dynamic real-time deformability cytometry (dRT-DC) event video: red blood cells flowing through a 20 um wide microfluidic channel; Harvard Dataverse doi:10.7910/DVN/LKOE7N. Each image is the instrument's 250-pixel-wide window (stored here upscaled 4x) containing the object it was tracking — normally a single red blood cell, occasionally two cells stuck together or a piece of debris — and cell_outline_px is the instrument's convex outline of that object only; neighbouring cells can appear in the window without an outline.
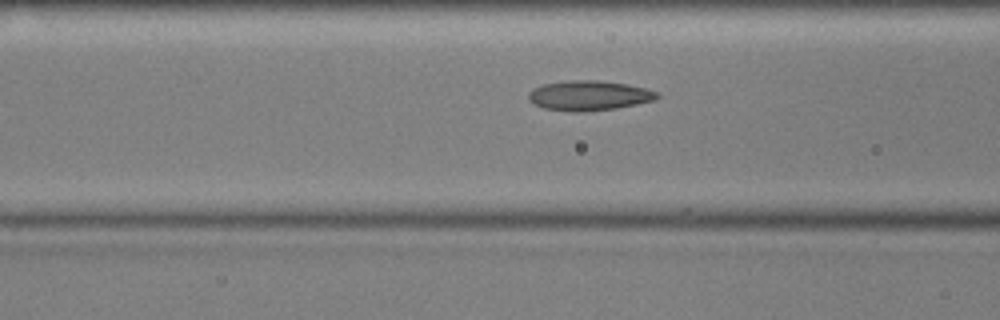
{"species": "common noctule bat (a hibernating species)", "species_latin": "Nyctalus noctula", "temperature_condition": "cold", "stored_images_in_passage": 54, "camera_frame_rate_fps": 3000, "um_per_image_px": 0.085, "animal": {"sex": "male", "body_mass_g": 17.9, "forearm_length_mm": 54.2}, "frame": {"image": 1, "passage_image": 20, "time_ms": 6.333, "image_size_px": [1000, 320], "cell_outline_px": [[660, 96], [656, 100], [616, 108], [584, 112], [572, 112], [544, 108], [532, 104], [528, 100], [528, 92], [544, 84], [568, 80], [596, 80], [628, 84], [644, 88], [656, 92]], "centroid_in_image_um": [50.04, 8.13], "position_along_channel_um": 116.6, "area_um2": 22.43}}
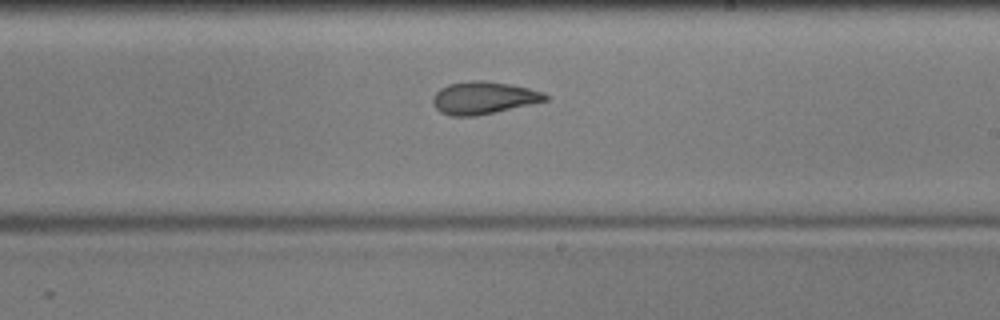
{"frame": {"image": 2, "passage_image": 31, "time_ms": 10.0, "image_size_px": [1000, 320], "cell_outline_px": [[548, 100], [476, 116], [452, 116], [440, 112], [432, 104], [432, 96], [440, 88], [448, 84], [468, 80], [484, 80], [512, 84], [544, 92], [548, 96]], "centroid_in_image_um": [41.06, 8.3], "position_along_channel_um": 247.9, "area_um2": 21.39}}
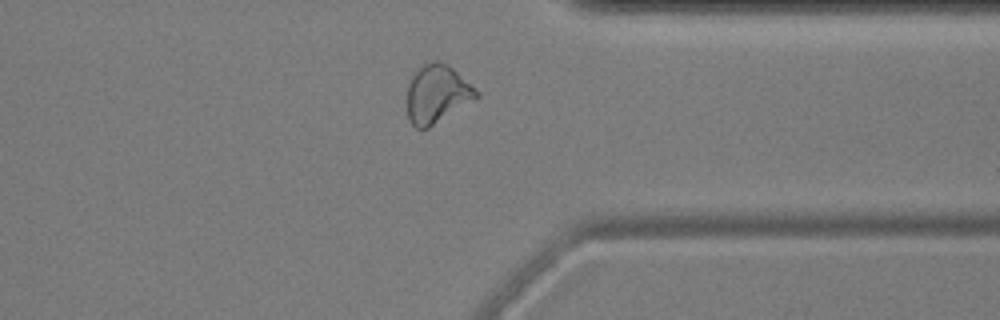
{"frame": {"image": 3, "passage_image": 42, "time_ms": 13.667, "image_size_px": [1000, 320], "cell_outline_px": [[480, 96], [428, 128], [416, 128], [408, 120], [408, 84], [412, 76], [424, 64], [432, 60], [436, 60], [448, 64], [480, 92]], "centroid_in_image_um": [37.16, 7.98], "position_along_channel_um": 374.2, "area_um2": 23.24}, "authors_computed_cell_mechanics": {"area_um2": 21.9062, "velocity_mm_per_s": 3.5755, "shape_relaxation_time_tau1_ms": 4.8615, "shape_relaxation_time_tau2_ms": 2.2015, "deformation_change_tau1": 0.1347, "deformation_change_tau2": 0.0798}}